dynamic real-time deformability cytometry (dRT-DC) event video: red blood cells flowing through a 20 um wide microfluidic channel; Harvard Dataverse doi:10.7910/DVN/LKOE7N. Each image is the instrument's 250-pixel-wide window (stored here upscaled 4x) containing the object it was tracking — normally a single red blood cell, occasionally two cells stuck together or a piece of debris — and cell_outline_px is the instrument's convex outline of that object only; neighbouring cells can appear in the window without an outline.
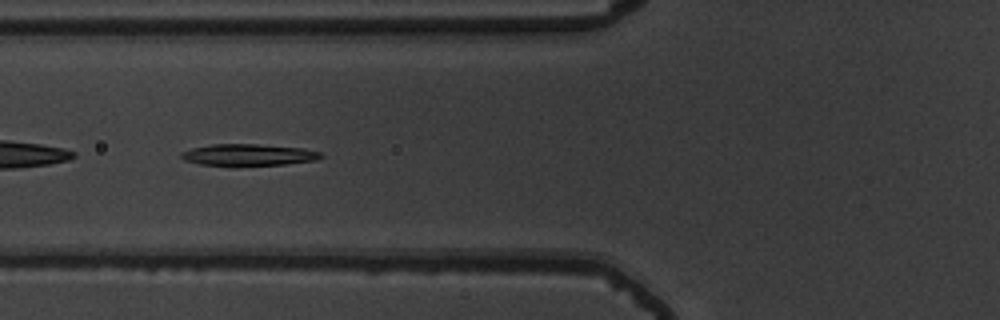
{"species": "common noctule bat (a hibernating species)", "species_latin": "Nyctalus noctula", "temperature_condition": "warm", "stored_images_in_passage": 38, "camera_frame_rate_fps": 3000, "um_per_image_px": 0.085, "animal": {"sex": "male", "body_mass_g": 19.5, "forearm_length_mm": 54.6}, "frame": {"image": 1, "passage_image": 6, "time_ms": 1.667, "image_size_px": [1000, 320], "cell_outline_px": [[324, 156], [316, 160], [284, 164], [236, 168], [200, 164], [184, 160], [180, 156], [180, 152], [192, 148], [212, 144], [256, 144], [304, 148], [320, 152]], "centroid_in_image_um": [21.08, 13.19], "position_along_channel_um": 104.7, "area_um2": 18.32}}
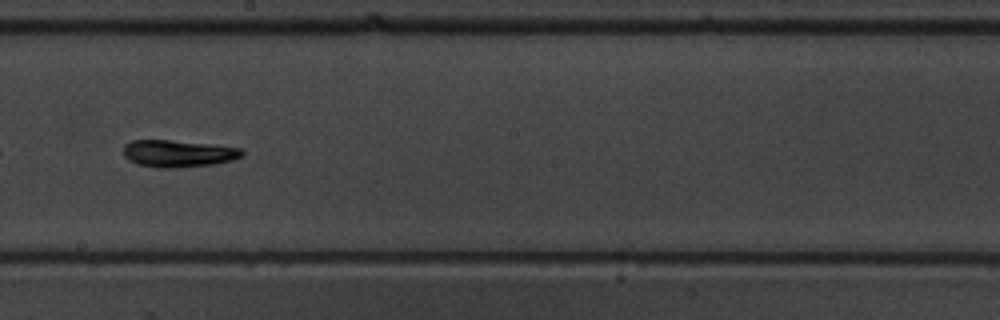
{"frame": {"image": 2, "passage_image": 16, "time_ms": 5.0, "image_size_px": [1000, 320], "cell_outline_px": [[244, 156], [232, 160], [216, 164], [176, 168], [156, 168], [136, 164], [128, 160], [124, 156], [124, 144], [132, 140], [168, 140], [208, 144], [240, 148], [244, 152]], "centroid_in_image_um": [15.13, 13.06], "position_along_channel_um": 233.1, "area_um2": 18.84}}
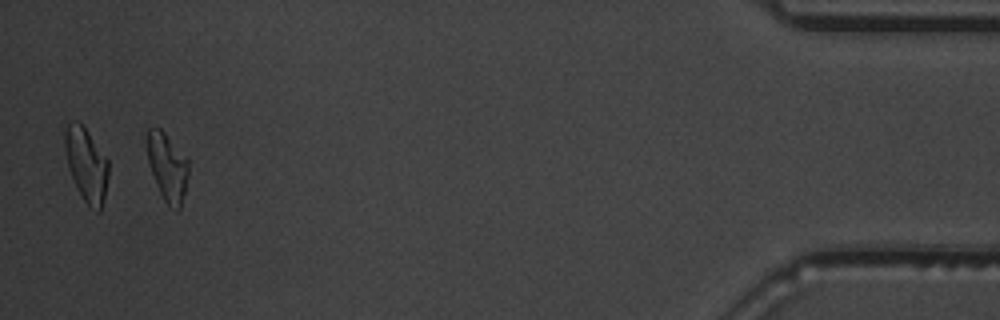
{"frame": {"image": 3, "passage_image": 36, "time_ms": 11.667, "image_size_px": [1000, 320], "cell_outline_px": [[188, 172], [184, 192], [180, 208], [176, 212], [164, 200], [156, 184], [148, 164], [148, 128], [160, 128], [164, 132], [188, 160]], "centroid_in_image_um": [14.23, 14.22], "position_along_channel_um": 421.0, "area_um2": 15.95}, "authors_computed_cell_mechanics": {"area_um2": 17.3978, "velocity_mm_per_s": 3.8545, "shape_relaxation_time_tau1_ms": 4.1871, "shape_relaxation_time_tau2_ms": 1.7189, "deformation_change_tau1": 0.2042, "deformation_change_tau2": 0.0681}}